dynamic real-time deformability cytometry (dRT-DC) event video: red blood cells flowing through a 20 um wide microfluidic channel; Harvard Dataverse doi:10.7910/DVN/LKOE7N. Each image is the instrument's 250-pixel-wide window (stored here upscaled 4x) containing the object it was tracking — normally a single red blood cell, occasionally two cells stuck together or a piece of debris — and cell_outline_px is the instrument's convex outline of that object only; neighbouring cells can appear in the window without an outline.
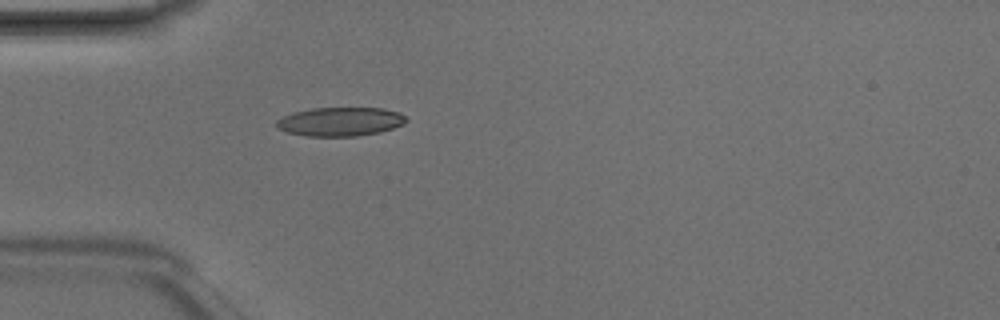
{"species": "Egyptian fruit bat (a non-hibernating species)", "species_latin": "Rousettus aegyptiacus", "temperature_condition": "room temperature", "stored_images_in_passage": 3, "camera_frame_rate_fps": 3000, "um_per_image_px": 0.085, "animal": {"sex": "male"}, "frame": {"image": 1, "passage_image": 3, "time_ms": 0.667, "image_size_px": [1000, 320], "cell_outline_px": [[408, 120], [404, 124], [380, 132], [356, 136], [308, 136], [288, 132], [276, 128], [276, 120], [292, 112], [312, 108], [384, 108], [400, 112]], "centroid_in_image_um": [28.93, 10.33], "position_along_channel_um": 56.1, "area_um2": 21.85}}